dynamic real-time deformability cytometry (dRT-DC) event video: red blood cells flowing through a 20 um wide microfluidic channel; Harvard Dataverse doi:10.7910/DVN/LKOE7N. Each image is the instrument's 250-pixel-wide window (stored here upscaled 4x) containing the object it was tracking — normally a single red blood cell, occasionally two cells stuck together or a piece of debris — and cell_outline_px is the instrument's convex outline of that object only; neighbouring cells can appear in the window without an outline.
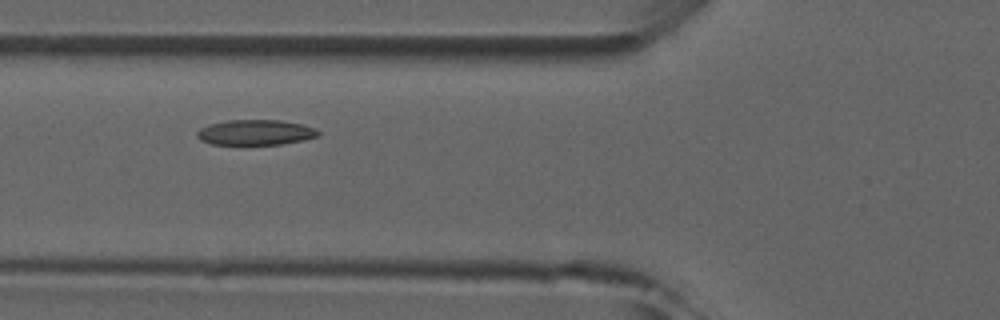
{"species": "common noctule bat (a hibernating species)", "species_latin": "Nyctalus noctula", "temperature_condition": "room temperature", "stored_images_in_passage": 6, "camera_frame_rate_fps": 3000, "um_per_image_px": 0.085, "animal": {"sex": "male", "forearm_length_mm": 52.5}, "frame": {"image": 1, "passage_image": 4, "time_ms": 3.333, "image_size_px": [1000, 320], "cell_outline_px": [[320, 136], [304, 140], [280, 144], [212, 144], [200, 140], [196, 136], [196, 132], [200, 128], [212, 124], [228, 120], [280, 120], [300, 124], [312, 128], [320, 132]], "centroid_in_image_um": [21.71, 11.26], "position_along_channel_um": 104.1, "area_um2": 17.69}}
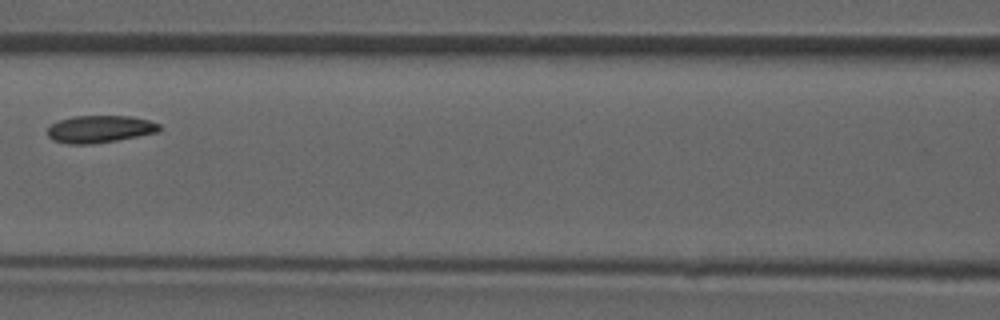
{"frame": {"image": 2, "passage_image": 5, "time_ms": 4.667, "image_size_px": [1000, 320], "cell_outline_px": [[160, 132], [116, 140], [92, 144], [68, 144], [52, 140], [48, 136], [48, 128], [52, 124], [60, 120], [72, 116], [132, 116], [148, 120], [160, 124]], "centroid_in_image_um": [8.49, 10.97], "position_along_channel_um": 158.1, "area_um2": 17.8}}